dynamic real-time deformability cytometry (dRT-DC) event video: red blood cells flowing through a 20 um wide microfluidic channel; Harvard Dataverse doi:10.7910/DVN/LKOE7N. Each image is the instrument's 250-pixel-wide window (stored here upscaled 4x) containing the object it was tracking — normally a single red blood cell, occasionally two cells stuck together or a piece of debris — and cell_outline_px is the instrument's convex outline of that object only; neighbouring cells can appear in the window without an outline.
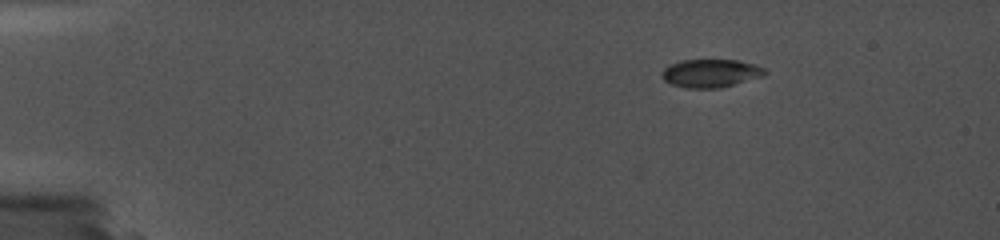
{"species": "common noctule bat (a hibernating species)", "species_latin": "Nyctalus noctula", "temperature_condition": "cold", "stored_images_in_passage": 2, "camera_frame_rate_fps": 5000, "um_per_image_px": 0.085, "animal": {"sex": "female", "body_mass_g": 19.0, "forearm_length_mm": 56.7}, "frame": {"image": 1, "passage_image": 1, "time_ms": 0.0, "image_size_px": [1000, 240], "cell_outline_px": [[684, 136], [628, 140], [536, 136], [528, 132], [532, 128], [552, 124], [652, 128], [684, 132]], "centroid_in_image_um": [51.2, 11.24], "position_along_channel_um": 33.8, "area_um2": 12.25}}